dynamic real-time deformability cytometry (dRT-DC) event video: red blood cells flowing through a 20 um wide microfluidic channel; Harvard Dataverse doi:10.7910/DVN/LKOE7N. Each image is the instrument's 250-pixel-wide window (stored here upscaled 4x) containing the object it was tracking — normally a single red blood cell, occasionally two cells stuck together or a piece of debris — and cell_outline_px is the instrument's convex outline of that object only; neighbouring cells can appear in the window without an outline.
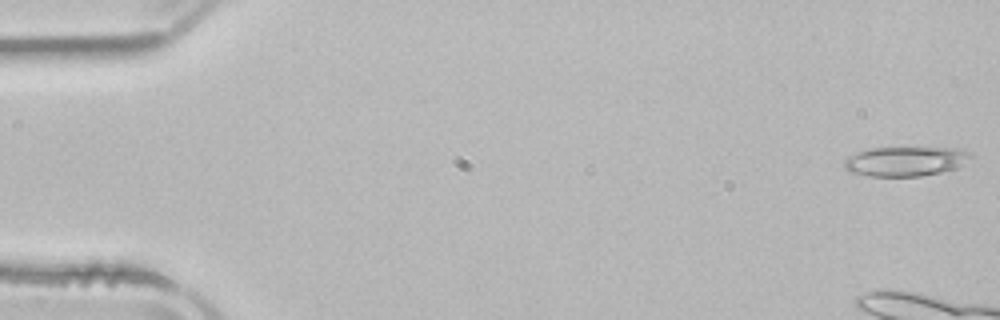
{"species": "common noctule bat (a hibernating species)", "species_latin": "Nyctalus noctula", "temperature_condition": "room temperature", "stored_images_in_passage": 13, "camera_frame_rate_fps": 3000, "um_per_image_px": 0.085, "animal": {"sex": "male", "body_mass_g": 21.5, "forearm_length_mm": 52.0}, "frame": {"image": 1, "passage_image": 1, "time_ms": 0.0, "image_size_px": [1000, 320], "cell_outline_px": [[972, 156], [956, 168], [940, 172], [920, 176], [868, 176], [852, 172], [844, 168], [844, 160], [848, 156], [856, 152], [868, 148], [956, 148], [968, 152]], "centroid_in_image_um": [76.9, 13.71], "position_along_channel_um": 8.1, "area_um2": 21.56}}